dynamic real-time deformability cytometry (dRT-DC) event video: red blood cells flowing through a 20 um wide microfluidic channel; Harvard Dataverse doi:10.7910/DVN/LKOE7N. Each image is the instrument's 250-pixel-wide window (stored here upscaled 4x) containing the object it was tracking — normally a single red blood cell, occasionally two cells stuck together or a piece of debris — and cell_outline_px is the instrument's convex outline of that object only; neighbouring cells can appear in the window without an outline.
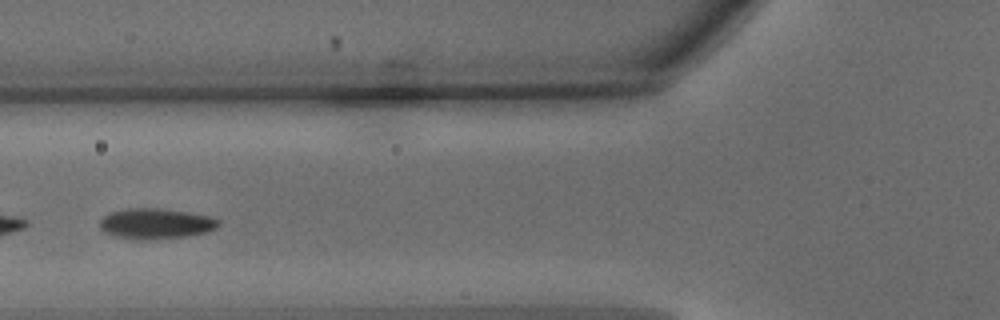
{"species": "common noctule bat (a hibernating species)", "species_latin": "Nyctalus noctula", "temperature_condition": "warm", "stored_images_in_passage": 15, "camera_frame_rate_fps": 3000, "um_per_image_px": 0.085, "animal": {"sex": "male", "body_mass_g": 15.6}, "frame": {"image": 1, "passage_image": 12, "time_ms": 3.667, "image_size_px": [1000, 320], "cell_outline_px": [[220, 224], [216, 228], [208, 232], [188, 236], [148, 240], [140, 240], [112, 236], [104, 232], [100, 228], [100, 220], [108, 212], [128, 208], [156, 208], [188, 212], [212, 216], [220, 220]], "centroid_in_image_um": [13.24, 19.01], "position_along_channel_um": 112.6, "area_um2": 21.44}}